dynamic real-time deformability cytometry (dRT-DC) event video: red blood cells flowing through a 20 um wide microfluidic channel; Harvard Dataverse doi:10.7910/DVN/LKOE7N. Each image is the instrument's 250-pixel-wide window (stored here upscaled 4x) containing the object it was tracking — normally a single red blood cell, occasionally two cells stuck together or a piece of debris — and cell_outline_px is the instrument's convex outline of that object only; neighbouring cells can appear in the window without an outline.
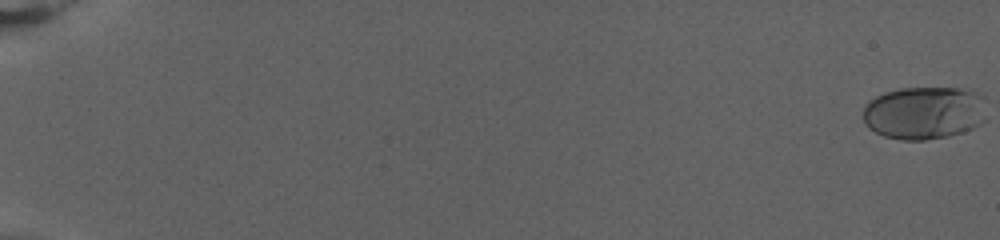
{"species": "human", "species_latin": "Homo sapiens", "temperature_condition": "warm", "stored_images_in_passage": 78, "camera_frame_rate_fps": 3000, "um_per_image_px": 0.085, "donor": {"sex": "female"}, "frame": {"image": 1, "passage_image": 1, "time_ms": 0.0, "image_size_px": [1000, 240], "cell_outline_px": [[984, 120], [980, 124], [964, 132], [948, 136], [924, 140], [900, 140], [884, 136], [868, 128], [864, 120], [864, 108], [876, 96], [900, 88], [956, 88], [968, 92]], "centroid_in_image_um": [78.37, 9.64], "position_along_channel_um": 6.6, "area_um2": 36.36}}
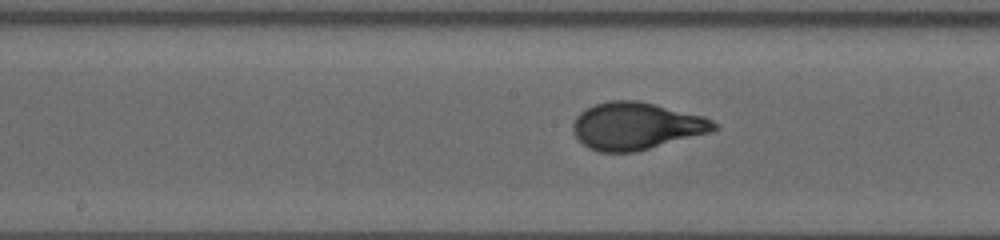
{"frame": {"image": 2, "passage_image": 44, "time_ms": 14.333, "image_size_px": [1000, 240], "cell_outline_px": [[720, 128], [708, 132], [636, 152], [600, 152], [588, 148], [572, 132], [572, 124], [576, 116], [580, 112], [596, 104], [608, 100], [636, 100], [704, 116], [720, 124]], "centroid_in_image_um": [54.06, 10.71], "position_along_channel_um": 194.1, "area_um2": 38.61}}
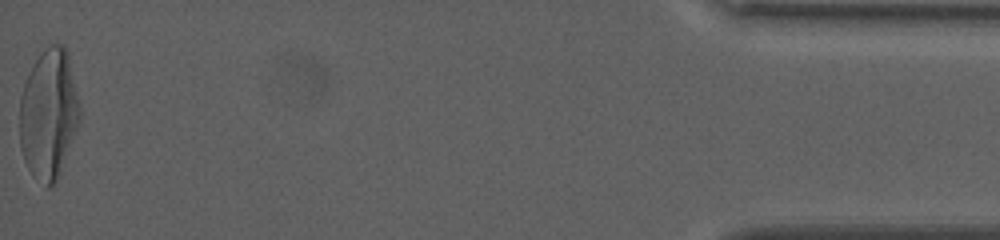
{"frame": {"image": 3, "passage_image": 78, "time_ms": 25.667, "image_size_px": [1000, 240], "cell_outline_px": [[80, 120], [60, 172], [56, 180], [48, 188], [28, 168], [24, 160], [20, 148], [20, 96], [24, 84], [36, 60], [52, 44], [64, 44], [68, 52], [80, 108]], "centroid_in_image_um": [4.14, 9.69], "position_along_channel_um": 431.1, "area_um2": 44.74}, "authors_computed_cell_mechanics": {"area_um2": 36.9342, "velocity_mm_per_s": 2.813, "shape_relaxation_time_tau1_ms": 7.1942, "shape_relaxation_time_tau2_ms": null, "deformation_change_tau1": 0.2433, "deformation_change_tau2": null}}